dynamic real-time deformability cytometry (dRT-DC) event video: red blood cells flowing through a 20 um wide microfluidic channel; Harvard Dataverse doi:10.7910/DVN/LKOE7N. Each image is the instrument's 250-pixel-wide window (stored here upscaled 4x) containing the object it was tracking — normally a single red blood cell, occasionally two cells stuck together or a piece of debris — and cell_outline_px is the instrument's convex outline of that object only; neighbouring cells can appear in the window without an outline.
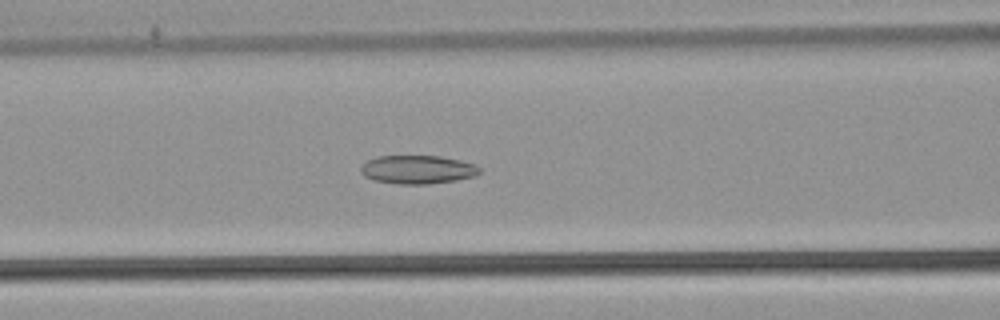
{"species": "common noctule bat (a hibernating species)", "species_latin": "Nyctalus noctula", "temperature_condition": "warm", "stored_images_in_passage": 54, "camera_frame_rate_fps": 3000, "um_per_image_px": 0.085, "animal": {"sex": "male", "body_mass_g": 21.5, "forearm_length_mm": 52.0}, "frame": {"image": 1, "passage_image": 23, "time_ms": 7.333, "image_size_px": [1000, 320], "cell_outline_px": [[480, 172], [476, 176], [456, 180], [428, 184], [396, 184], [376, 180], [364, 176], [360, 172], [360, 168], [368, 160], [376, 156], [440, 156], [460, 160], [476, 164], [480, 168]], "centroid_in_image_um": [35.52, 14.41], "position_along_channel_um": 131.1, "area_um2": 19.77}}
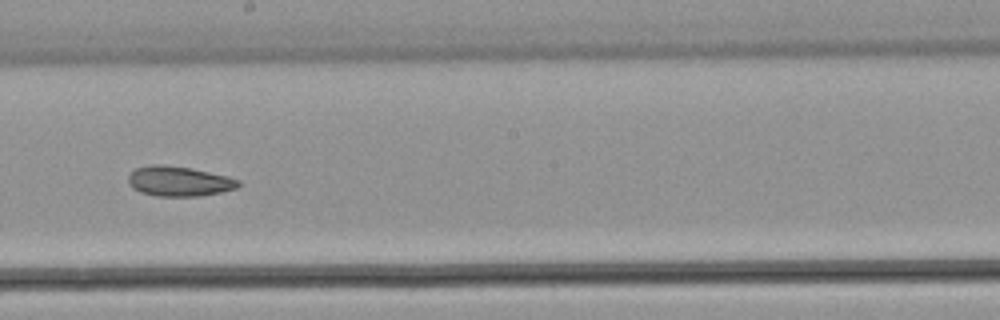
{"frame": {"image": 2, "passage_image": 31, "time_ms": 10.0, "image_size_px": [1000, 320], "cell_outline_px": [[240, 184], [236, 188], [220, 192], [200, 196], [156, 196], [140, 192], [132, 188], [128, 184], [128, 176], [136, 168], [152, 164], [160, 164], [192, 168], [228, 176], [240, 180]], "centroid_in_image_um": [15.2, 15.4], "position_along_channel_um": 233.0, "area_um2": 19.31}}
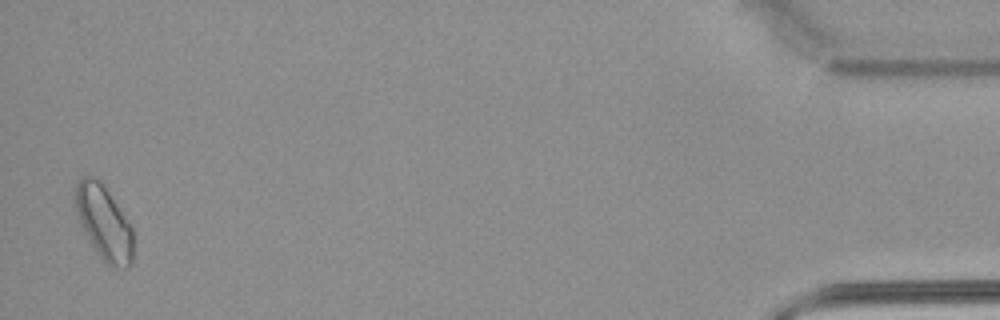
{"frame": {"image": 3, "passage_image": 53, "time_ms": 17.333, "image_size_px": [1000, 320], "cell_outline_px": [[132, 264], [128, 268], [112, 268], [100, 256], [92, 244], [80, 220], [76, 208], [76, 184], [84, 176], [96, 176], [100, 180], [128, 220], [132, 228]], "centroid_in_image_um": [8.87, 18.93], "position_along_channel_um": 426.3, "area_um2": 24.39}}